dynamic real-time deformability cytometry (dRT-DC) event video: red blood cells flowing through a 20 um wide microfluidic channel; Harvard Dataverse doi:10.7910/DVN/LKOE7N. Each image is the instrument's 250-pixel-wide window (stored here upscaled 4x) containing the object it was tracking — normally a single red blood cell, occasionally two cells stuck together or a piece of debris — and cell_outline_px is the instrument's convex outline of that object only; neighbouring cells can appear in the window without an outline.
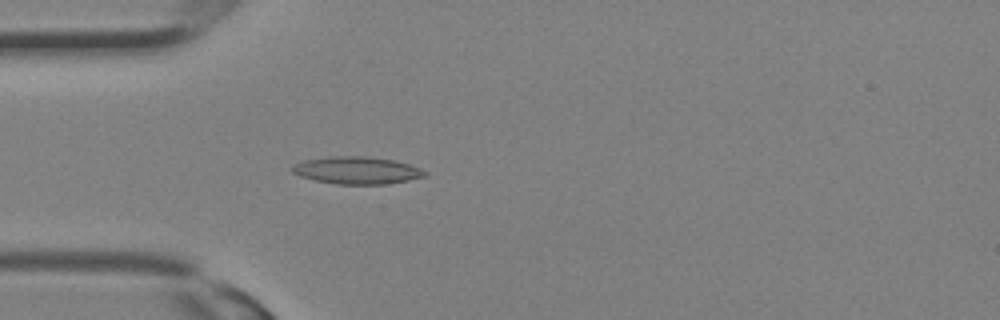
{"species": "Egyptian fruit bat (a non-hibernating species)", "species_latin": "Rousettus aegyptiacus", "temperature_condition": "room temperature", "stored_images_in_passage": 29, "camera_frame_rate_fps": 3000, "um_per_image_px": 0.085, "animal": {"sex": "female"}, "frame": {"image": 1, "passage_image": 7, "time_ms": 2.0, "image_size_px": [1000, 320], "cell_outline_px": [[428, 176], [408, 180], [384, 184], [336, 184], [316, 180], [300, 176], [292, 172], [288, 168], [292, 164], [304, 160], [332, 156], [368, 156], [392, 160], [408, 164], [420, 168], [428, 172]], "centroid_in_image_um": [30.31, 14.47], "position_along_channel_um": 54.7, "area_um2": 21.21}}
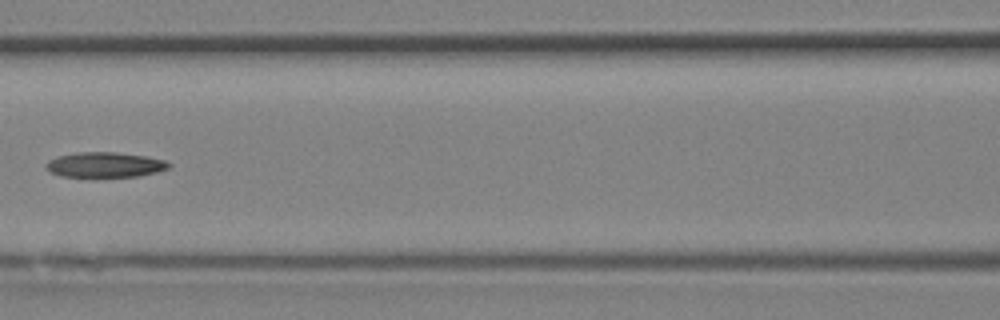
{"frame": {"image": 2, "passage_image": 12, "time_ms": 3.667, "image_size_px": [1000, 320], "cell_outline_px": [[172, 164], [168, 168], [156, 172], [136, 176], [92, 180], [60, 176], [52, 172], [44, 164], [48, 160], [60, 156], [76, 152], [116, 152], [148, 156], [164, 160]], "centroid_in_image_um": [8.89, 14.05], "position_along_channel_um": 157.7, "area_um2": 18.84}}
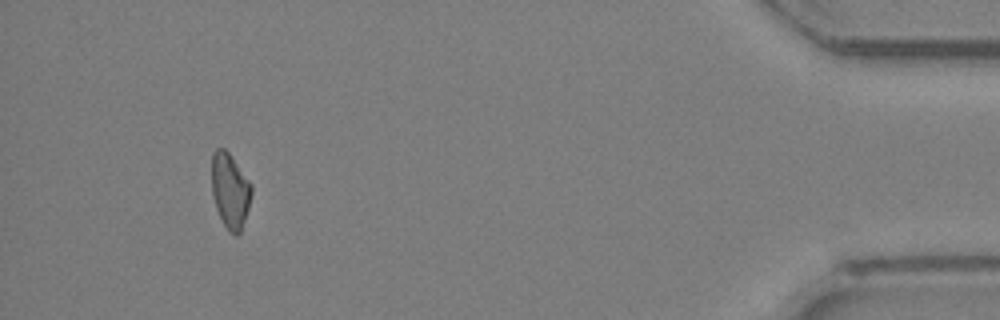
{"frame": {"image": 3, "passage_image": 27, "time_ms": 8.667, "image_size_px": [1000, 320], "cell_outline_px": [[252, 192], [248, 208], [240, 232], [236, 236], [228, 232], [216, 208], [212, 196], [212, 152], [216, 148], [224, 148], [228, 152], [252, 184]], "centroid_in_image_um": [19.55, 16.2], "position_along_channel_um": 415.7, "area_um2": 17.34}}